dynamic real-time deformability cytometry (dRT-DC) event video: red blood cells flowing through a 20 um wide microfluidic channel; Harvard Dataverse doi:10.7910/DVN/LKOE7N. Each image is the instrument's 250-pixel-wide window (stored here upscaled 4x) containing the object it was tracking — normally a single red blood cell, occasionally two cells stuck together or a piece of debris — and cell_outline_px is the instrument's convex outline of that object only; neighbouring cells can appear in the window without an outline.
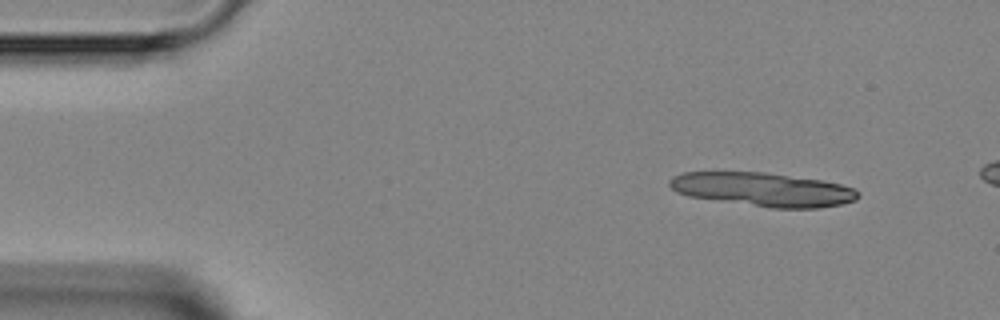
{"species": "Egyptian fruit bat (a non-hibernating species)", "species_latin": "Rousettus aegyptiacus", "temperature_condition": "room temperature", "stored_images_in_passage": 4, "camera_frame_rate_fps": 3000, "um_per_image_px": 0.085, "animal": {"sex": "female"}, "frame": {"image": 1, "passage_image": 1, "time_ms": 0.0, "image_size_px": [1000, 320], "cell_outline_px": [[860, 196], [856, 200], [840, 204], [816, 208], [768, 208], [688, 196], [676, 192], [668, 184], [668, 180], [672, 176], [684, 172], [764, 172], [824, 180], [840, 184], [852, 188], [860, 192]], "centroid_in_image_um": [64.84, 16.1], "position_along_channel_um": 20.2, "area_um2": 37.28}}